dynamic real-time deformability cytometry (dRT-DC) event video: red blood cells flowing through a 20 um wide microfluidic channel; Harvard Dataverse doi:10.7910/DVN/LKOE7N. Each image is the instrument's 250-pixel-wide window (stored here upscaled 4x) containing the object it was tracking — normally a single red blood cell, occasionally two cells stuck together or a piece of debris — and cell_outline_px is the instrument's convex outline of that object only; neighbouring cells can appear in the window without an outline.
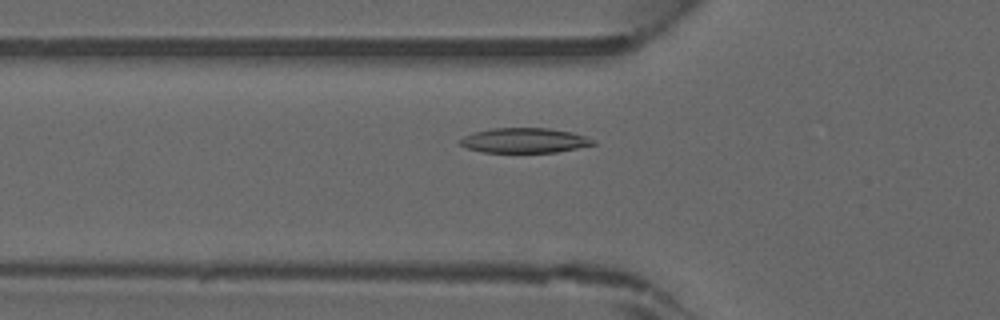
{"species": "common noctule bat (a hibernating species)", "species_latin": "Nyctalus noctula", "temperature_condition": "warm", "stored_images_in_passage": 45, "camera_frame_rate_fps": 3000, "um_per_image_px": 0.085, "animal": {"sex": "male", "forearm_length_mm": 52.5}, "frame": {"image": 1, "passage_image": 15, "time_ms": 4.667, "image_size_px": [1000, 320], "cell_outline_px": [[596, 144], [556, 152], [484, 152], [468, 148], [460, 144], [460, 140], [464, 136], [476, 132], [492, 128], [548, 128], [572, 132], [596, 140]], "centroid_in_image_um": [44.61, 11.93], "position_along_channel_um": 81.2, "area_um2": 19.07}}
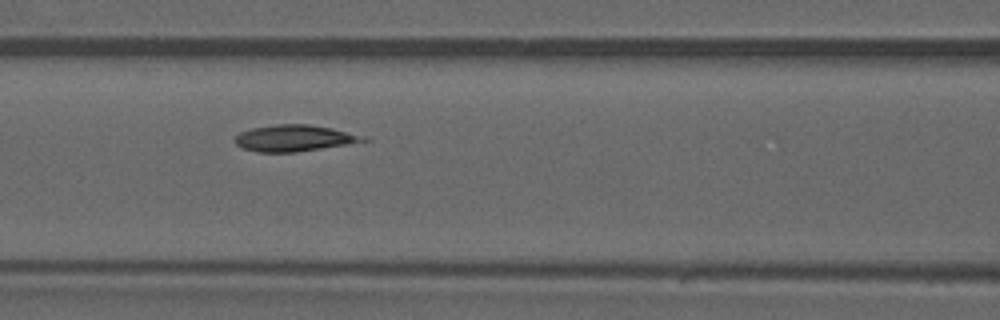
{"frame": {"image": 2, "passage_image": 19, "time_ms": 6.0, "image_size_px": [1000, 320], "cell_outline_px": [[372, 140], [348, 144], [296, 152], [256, 152], [244, 148], [236, 144], [232, 140], [240, 132], [252, 128], [276, 124], [308, 124], [332, 128], [368, 136]], "centroid_in_image_um": [25.05, 11.74], "position_along_channel_um": 141.6, "area_um2": 19.88}}
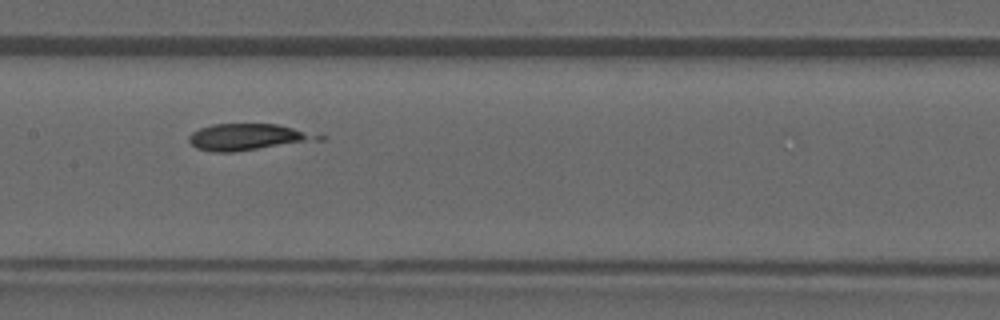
{"frame": {"image": 3, "passage_image": 22, "time_ms": 7.0, "image_size_px": [1000, 320], "cell_outline_px": [[328, 136], [324, 140], [232, 152], [212, 152], [196, 148], [188, 140], [188, 136], [192, 132], [200, 128], [212, 124], [276, 124]], "centroid_in_image_um": [21.12, 11.65], "position_along_channel_um": 186.3, "area_um2": 20.17}}